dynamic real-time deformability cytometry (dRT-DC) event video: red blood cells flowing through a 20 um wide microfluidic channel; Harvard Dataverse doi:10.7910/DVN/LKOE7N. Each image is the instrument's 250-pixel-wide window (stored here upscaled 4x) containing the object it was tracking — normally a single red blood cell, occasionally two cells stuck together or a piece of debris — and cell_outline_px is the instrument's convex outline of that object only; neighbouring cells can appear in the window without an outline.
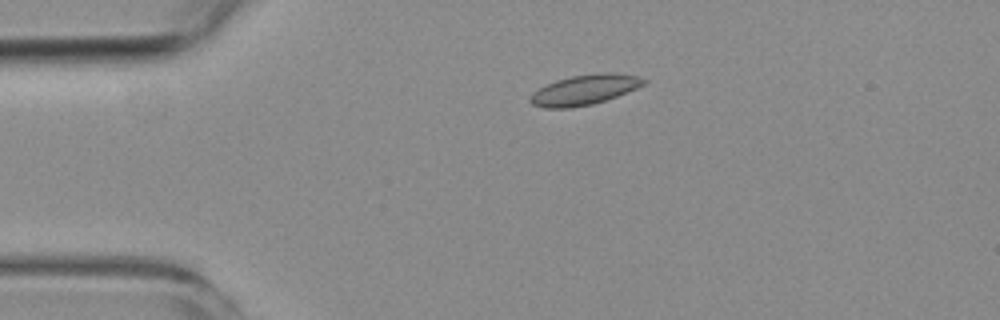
{"species": "common noctule bat (a hibernating species)", "species_latin": "Nyctalus noctula", "temperature_condition": "room temperature", "stored_images_in_passage": 5, "camera_frame_rate_fps": 3000, "um_per_image_px": 0.085, "animal": {"sex": "female", "body_mass_g": 19.3, "forearm_length_mm": 54.1}, "frame": {"image": 1, "passage_image": 5, "time_ms": 5.333, "image_size_px": [1000, 320], "cell_outline_px": [[648, 80], [644, 84], [636, 88], [616, 96], [592, 104], [572, 108], [544, 108], [532, 104], [528, 100], [528, 96], [532, 92], [556, 80], [572, 76], [600, 72], [616, 72], [640, 76]], "centroid_in_image_um": [49.68, 7.62], "position_along_channel_um": 35.3, "area_um2": 20.0}}